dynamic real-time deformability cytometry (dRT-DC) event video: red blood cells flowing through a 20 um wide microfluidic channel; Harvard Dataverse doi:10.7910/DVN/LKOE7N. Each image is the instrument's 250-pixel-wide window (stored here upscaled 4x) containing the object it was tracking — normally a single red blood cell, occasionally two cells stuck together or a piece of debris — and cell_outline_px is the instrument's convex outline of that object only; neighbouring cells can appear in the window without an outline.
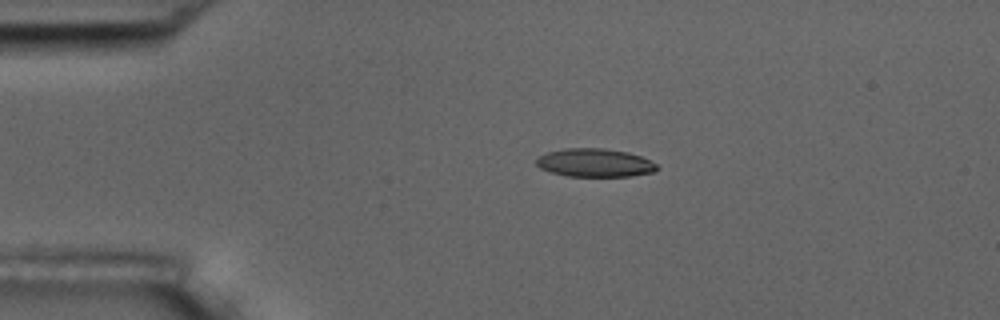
{"species": "common noctule bat (a hibernating species)", "species_latin": "Nyctalus noctula", "temperature_condition": "room temperature", "stored_images_in_passage": 9, "camera_frame_rate_fps": 3000, "um_per_image_px": 0.085, "animal": {"sex": "male", "body_mass_g": 17.5, "forearm_length_mm": 52.3}, "frame": {"image": 1, "passage_image": 4, "time_ms": 1.0, "image_size_px": [1000, 320], "cell_outline_px": [[660, 168], [656, 172], [632, 176], [568, 176], [552, 172], [540, 168], [536, 164], [536, 160], [540, 156], [548, 152], [564, 148], [604, 148], [628, 152], [640, 156], [656, 164]], "centroid_in_image_um": [50.59, 13.84], "position_along_channel_um": 34.4, "area_um2": 19.88}}
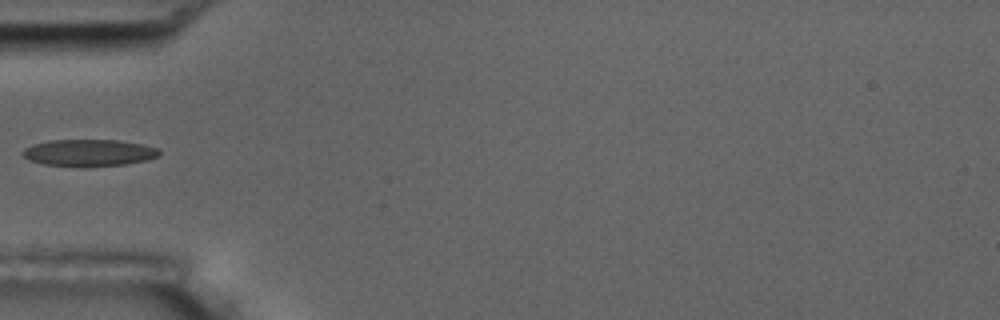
{"frame": {"image": 2, "passage_image": 6, "time_ms": 1.667, "image_size_px": [1000, 320], "cell_outline_px": [[160, 156], [148, 160], [124, 164], [84, 168], [80, 168], [44, 164], [28, 160], [20, 152], [24, 148], [32, 144], [48, 140], [116, 140], [140, 144], [160, 148]], "centroid_in_image_um": [7.54, 13.0], "position_along_channel_um": 77.5, "area_um2": 21.85}}
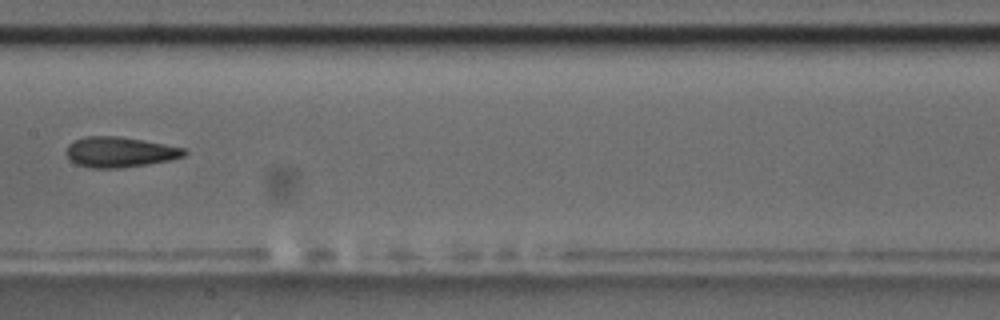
{"frame": {"image": 3, "passage_image": 9, "time_ms": 2.667, "image_size_px": [1000, 320], "cell_outline_px": [[188, 152], [184, 156], [168, 160], [148, 164], [120, 168], [88, 168], [76, 164], [68, 160], [64, 152], [68, 144], [84, 136], [120, 136], [164, 144], [184, 148]], "centroid_in_image_um": [10.11, 12.93], "position_along_channel_um": 197.3, "area_um2": 21.04}}